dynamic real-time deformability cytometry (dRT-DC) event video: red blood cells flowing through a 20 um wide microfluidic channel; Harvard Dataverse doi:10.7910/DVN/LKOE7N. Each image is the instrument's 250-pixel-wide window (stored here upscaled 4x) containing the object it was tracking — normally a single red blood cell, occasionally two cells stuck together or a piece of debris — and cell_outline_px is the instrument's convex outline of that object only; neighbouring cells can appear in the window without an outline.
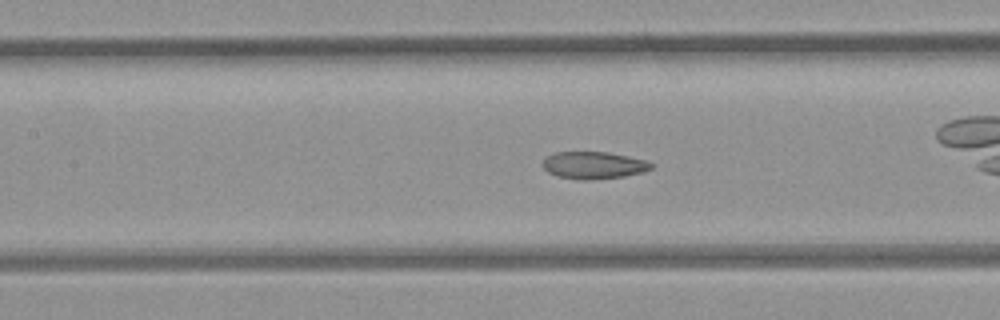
{"species": "common noctule bat (a hibernating species)", "species_latin": "Nyctalus noctula", "temperature_condition": "room temperature", "stored_images_in_passage": 43, "camera_frame_rate_fps": 3000, "um_per_image_px": 0.085, "animal": {"sex": "female", "body_mass_g": 21.9}, "frame": {"image": 1, "passage_image": 13, "time_ms": 4.0, "image_size_px": [1000, 320], "cell_outline_px": [[656, 164], [652, 168], [644, 172], [624, 176], [588, 180], [580, 180], [556, 176], [548, 172], [544, 168], [544, 160], [548, 156], [556, 152], [608, 152], [648, 160]], "centroid_in_image_um": [50.52, 14.05], "position_along_channel_um": 156.9, "area_um2": 17.28}, "authors_computed_cell_mechanics": {"area_um2": 18.496, "velocity_mm_per_s": 3.8857, "shape_relaxation_time_tau1_ms": null, "shape_relaxation_time_tau2_ms": 2.0687, "deformation_change_tau1": null, "deformation_change_tau2": 0.0774}}